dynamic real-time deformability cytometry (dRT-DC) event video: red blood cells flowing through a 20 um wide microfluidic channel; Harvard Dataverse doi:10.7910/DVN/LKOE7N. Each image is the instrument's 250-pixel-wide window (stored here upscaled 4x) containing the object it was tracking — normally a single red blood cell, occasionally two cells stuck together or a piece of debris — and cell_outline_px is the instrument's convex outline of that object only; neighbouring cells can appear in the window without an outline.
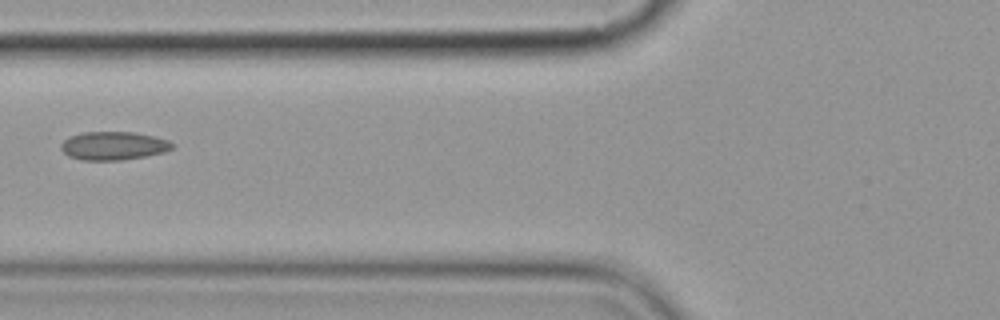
{"species": "common noctule bat (a hibernating species)", "species_latin": "Nyctalus noctula", "temperature_condition": "cold", "stored_images_in_passage": 8, "camera_frame_rate_fps": 3000, "um_per_image_px": 0.085, "animal": {"sex": "female", "body_mass_g": 19.9}, "frame": {"image": 1, "passage_image": 8, "time_ms": 9.0, "image_size_px": [1000, 320], "cell_outline_px": [[176, 144], [172, 148], [164, 152], [144, 156], [120, 160], [80, 160], [68, 156], [60, 148], [60, 144], [68, 136], [84, 132], [132, 132], [156, 136], [168, 140]], "centroid_in_image_um": [9.63, 12.38], "position_along_channel_um": 116.2, "area_um2": 18.5}}